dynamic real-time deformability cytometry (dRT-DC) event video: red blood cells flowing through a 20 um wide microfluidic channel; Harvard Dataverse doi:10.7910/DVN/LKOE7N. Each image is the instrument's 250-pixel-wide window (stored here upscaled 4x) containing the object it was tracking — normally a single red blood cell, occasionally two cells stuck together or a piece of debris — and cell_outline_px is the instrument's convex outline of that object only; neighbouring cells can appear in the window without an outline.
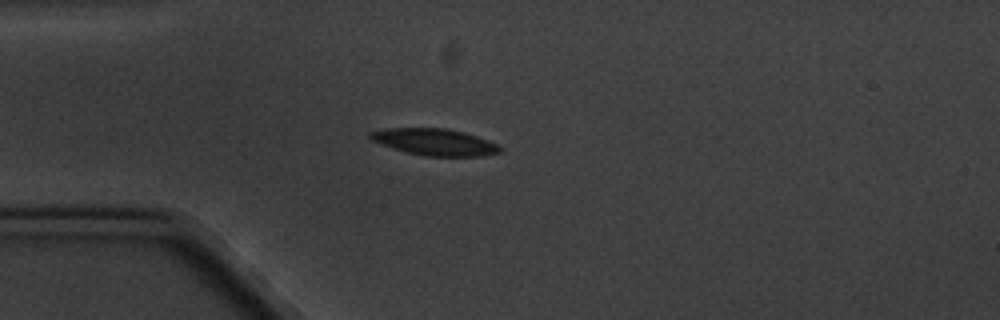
{"species": "common noctule bat (a hibernating species)", "species_latin": "Nyctalus noctula", "temperature_condition": "cold", "stored_images_in_passage": 3, "camera_frame_rate_fps": 3000, "um_per_image_px": 0.085, "animal": {"sex": "male", "body_mass_g": 20.1, "forearm_length_mm": 53.5}, "frame": {"image": 1, "passage_image": 3, "time_ms": 3.0, "image_size_px": [1000, 320], "cell_outline_px": [[500, 152], [484, 156], [424, 156], [404, 152], [392, 148], [372, 140], [368, 136], [368, 132], [388, 128], [444, 128], [464, 132], [488, 140], [496, 144], [500, 148]], "centroid_in_image_um": [36.92, 12.07], "position_along_channel_um": 48.1, "area_um2": 20.11}}